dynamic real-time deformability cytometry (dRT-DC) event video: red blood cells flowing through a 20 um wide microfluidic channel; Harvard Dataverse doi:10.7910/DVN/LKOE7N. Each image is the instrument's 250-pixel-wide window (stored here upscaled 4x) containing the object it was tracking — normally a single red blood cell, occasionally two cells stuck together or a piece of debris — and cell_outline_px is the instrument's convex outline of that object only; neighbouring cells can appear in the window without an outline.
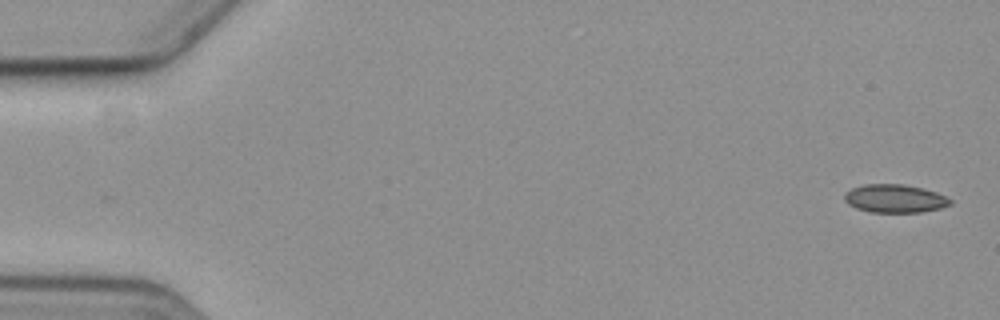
{"species": "common noctule bat (a hibernating species)", "species_latin": "Nyctalus noctula", "temperature_condition": "cold", "stored_images_in_passage": 10, "camera_frame_rate_fps": 3000, "um_per_image_px": 0.085, "animal": {"sex": "female", "body_mass_g": 19.3, "forearm_length_mm": 54.1}, "frame": {"image": 1, "passage_image": 1, "time_ms": 0.0, "image_size_px": [1000, 320], "cell_outline_px": [[952, 204], [940, 208], [920, 212], [872, 212], [856, 208], [848, 204], [844, 200], [844, 192], [852, 188], [864, 184], [904, 184], [924, 188], [936, 192], [952, 200]], "centroid_in_image_um": [76.04, 16.87], "position_along_channel_um": 9.0, "area_um2": 17.46}}
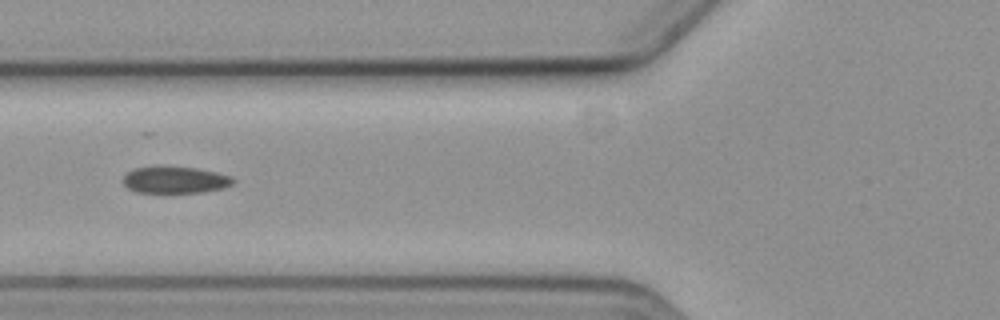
{"frame": {"image": 2, "passage_image": 7, "time_ms": 7.0, "image_size_px": [1000, 320], "cell_outline_px": [[236, 180], [232, 184], [224, 188], [204, 192], [136, 192], [128, 188], [124, 184], [124, 176], [128, 172], [136, 168], [160, 164], [164, 164], [196, 168], [216, 172], [232, 176]], "centroid_in_image_um": [14.9, 15.25], "position_along_channel_um": 110.9, "area_um2": 17.57}}
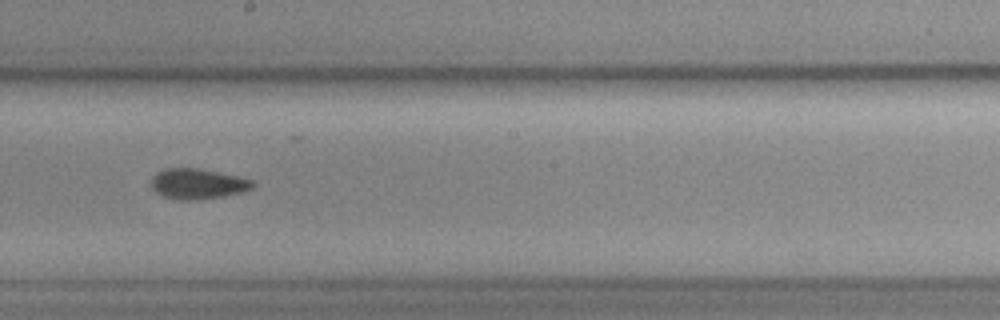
{"frame": {"image": 3, "passage_image": 10, "time_ms": 10.333, "image_size_px": [1000, 320], "cell_outline_px": [[256, 184], [252, 188], [244, 192], [224, 196], [196, 200], [176, 200], [164, 196], [156, 192], [152, 188], [152, 176], [156, 172], [164, 168], [200, 168], [236, 176], [252, 180]], "centroid_in_image_um": [16.8, 15.63], "position_along_channel_um": 231.4, "area_um2": 18.09}}